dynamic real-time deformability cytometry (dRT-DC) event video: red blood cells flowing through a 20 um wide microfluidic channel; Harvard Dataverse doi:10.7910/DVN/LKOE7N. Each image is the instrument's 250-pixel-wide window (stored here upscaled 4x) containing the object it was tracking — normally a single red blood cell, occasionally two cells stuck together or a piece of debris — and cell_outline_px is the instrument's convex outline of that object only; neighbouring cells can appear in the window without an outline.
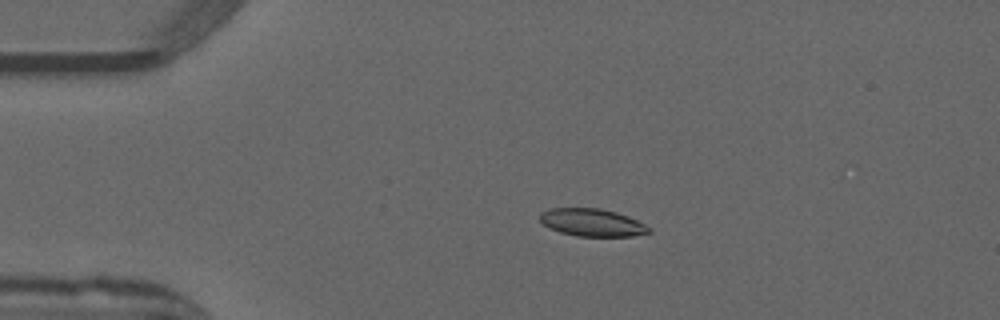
{"species": "common noctule bat (a hibernating species)", "species_latin": "Nyctalus noctula", "temperature_condition": "warm", "stored_images_in_passage": 44, "camera_frame_rate_fps": 3000, "um_per_image_px": 0.085, "animal": {"sex": "male", "forearm_length_mm": 52.5}, "frame": {"image": 1, "passage_image": 8, "time_ms": 2.333, "image_size_px": [1000, 320], "cell_outline_px": [[652, 232], [632, 236], [576, 236], [560, 232], [544, 224], [540, 220], [540, 212], [548, 208], [600, 208], [616, 212], [628, 216], [652, 228]], "centroid_in_image_um": [50.34, 18.91], "position_along_channel_um": 34.7, "area_um2": 17.51}}
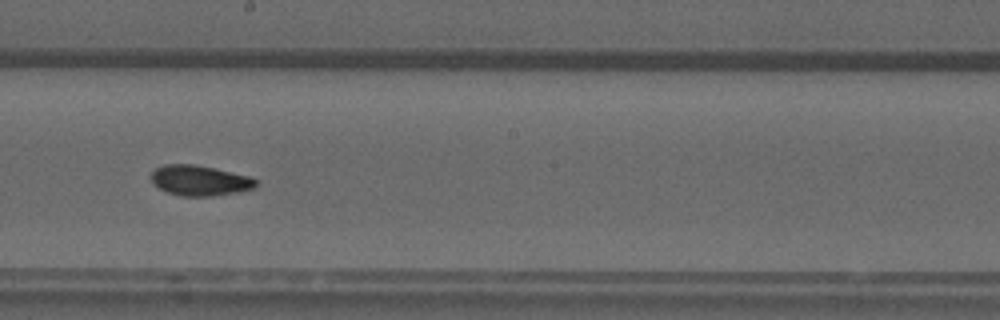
{"frame": {"image": 2, "passage_image": 26, "time_ms": 8.333, "image_size_px": [1000, 320], "cell_outline_px": [[256, 188], [240, 192], [212, 196], [184, 196], [168, 192], [160, 188], [152, 180], [152, 172], [156, 168], [164, 164], [192, 164], [252, 176], [256, 180]], "centroid_in_image_um": [17.03, 15.34], "position_along_channel_um": 231.2, "area_um2": 18.38}}
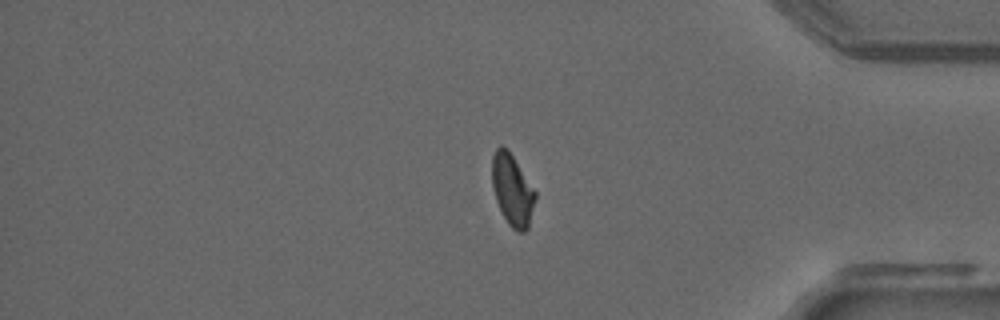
{"frame": {"image": 3, "passage_image": 40, "time_ms": 13.0, "image_size_px": [1000, 320], "cell_outline_px": [[536, 196], [528, 228], [524, 232], [520, 232], [512, 228], [508, 224], [496, 200], [492, 188], [492, 156], [496, 148], [500, 144], [508, 148], [536, 192]], "centroid_in_image_um": [43.53, 16.11], "position_along_channel_um": 391.7, "area_um2": 17.98}}